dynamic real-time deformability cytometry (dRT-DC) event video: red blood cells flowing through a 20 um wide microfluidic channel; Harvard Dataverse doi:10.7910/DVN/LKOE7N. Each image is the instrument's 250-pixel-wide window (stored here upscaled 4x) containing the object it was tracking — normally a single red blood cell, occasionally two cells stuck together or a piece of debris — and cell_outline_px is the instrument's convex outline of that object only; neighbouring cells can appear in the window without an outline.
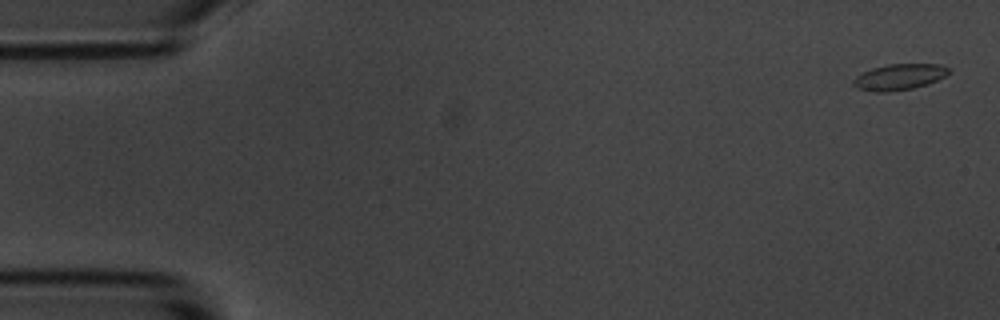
{"species": "common noctule bat (a hibernating species)", "species_latin": "Nyctalus noctula", "temperature_condition": "room temperature", "stored_images_in_passage": 5, "camera_frame_rate_fps": 3000, "um_per_image_px": 0.085, "animal": {"sex": "male", "body_mass_g": 20.1, "forearm_length_mm": 53.5}, "frame": {"image": 1, "passage_image": 1, "time_ms": 0.0, "image_size_px": [1000, 320], "cell_outline_px": [[948, 72], [944, 76], [928, 84], [912, 88], [888, 92], [872, 92], [860, 88], [852, 84], [852, 80], [856, 76], [872, 68], [888, 64], [940, 64], [948, 68]], "centroid_in_image_um": [76.4, 6.54], "position_along_channel_um": 8.6, "area_um2": 14.28}}
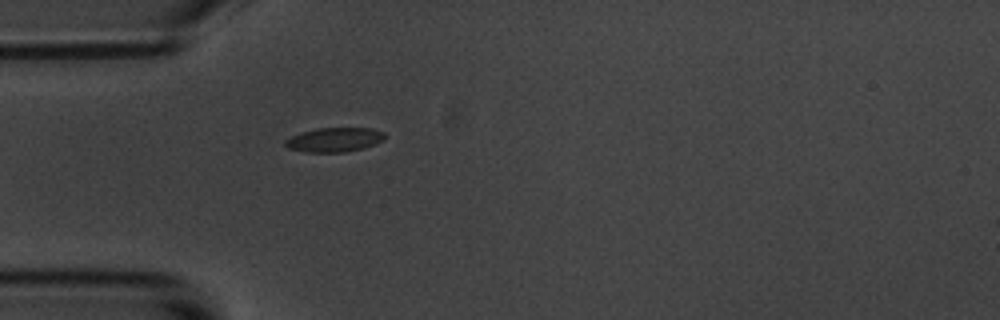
{"frame": {"image": 2, "passage_image": 5, "time_ms": 5.0, "image_size_px": [1000, 320], "cell_outline_px": [[384, 140], [376, 144], [364, 148], [344, 152], [304, 152], [288, 148], [284, 144], [284, 140], [300, 132], [316, 128], [372, 128], [384, 132]], "centroid_in_image_um": [28.41, 11.87], "position_along_channel_um": 56.6, "area_um2": 14.22}}